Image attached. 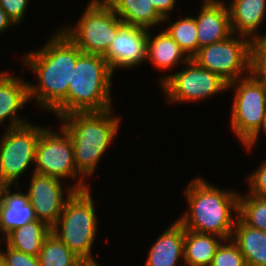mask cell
<instances>
[{"mask_svg": "<svg viewBox=\"0 0 266 266\" xmlns=\"http://www.w3.org/2000/svg\"><path fill=\"white\" fill-rule=\"evenodd\" d=\"M58 30L44 46L22 57L23 65L29 67L39 81L36 85L28 83L29 101L36 100L37 107L50 112L66 98L77 58L83 53Z\"/></svg>", "mask_w": 266, "mask_h": 266, "instance_id": "1", "label": "cell"}, {"mask_svg": "<svg viewBox=\"0 0 266 266\" xmlns=\"http://www.w3.org/2000/svg\"><path fill=\"white\" fill-rule=\"evenodd\" d=\"M184 194L189 209L177 218L184 229L231 239L240 193L235 189H220L200 176L188 183Z\"/></svg>", "mask_w": 266, "mask_h": 266, "instance_id": "2", "label": "cell"}, {"mask_svg": "<svg viewBox=\"0 0 266 266\" xmlns=\"http://www.w3.org/2000/svg\"><path fill=\"white\" fill-rule=\"evenodd\" d=\"M112 111L73 112L58 118L72 140L76 170L84 179L95 173L119 131L121 117Z\"/></svg>", "mask_w": 266, "mask_h": 266, "instance_id": "3", "label": "cell"}, {"mask_svg": "<svg viewBox=\"0 0 266 266\" xmlns=\"http://www.w3.org/2000/svg\"><path fill=\"white\" fill-rule=\"evenodd\" d=\"M113 73L101 55L82 53L76 61L66 98L52 111L58 118L73 112L112 109Z\"/></svg>", "mask_w": 266, "mask_h": 266, "instance_id": "4", "label": "cell"}, {"mask_svg": "<svg viewBox=\"0 0 266 266\" xmlns=\"http://www.w3.org/2000/svg\"><path fill=\"white\" fill-rule=\"evenodd\" d=\"M90 189L75 191L68 198L51 232L86 265H98L91 250L97 239L99 218Z\"/></svg>", "mask_w": 266, "mask_h": 266, "instance_id": "5", "label": "cell"}, {"mask_svg": "<svg viewBox=\"0 0 266 266\" xmlns=\"http://www.w3.org/2000/svg\"><path fill=\"white\" fill-rule=\"evenodd\" d=\"M235 90L231 107L230 125L237 139L250 152L265 129L266 82L251 73L228 84Z\"/></svg>", "mask_w": 266, "mask_h": 266, "instance_id": "6", "label": "cell"}, {"mask_svg": "<svg viewBox=\"0 0 266 266\" xmlns=\"http://www.w3.org/2000/svg\"><path fill=\"white\" fill-rule=\"evenodd\" d=\"M123 25L107 2L91 0L74 27L60 29L83 53L104 56Z\"/></svg>", "mask_w": 266, "mask_h": 266, "instance_id": "7", "label": "cell"}, {"mask_svg": "<svg viewBox=\"0 0 266 266\" xmlns=\"http://www.w3.org/2000/svg\"><path fill=\"white\" fill-rule=\"evenodd\" d=\"M59 130L46 127L39 136L33 172L58 179H75L76 191L90 188V183L77 172L74 163V147L69 134L60 126ZM78 177V178H77Z\"/></svg>", "mask_w": 266, "mask_h": 266, "instance_id": "8", "label": "cell"}, {"mask_svg": "<svg viewBox=\"0 0 266 266\" xmlns=\"http://www.w3.org/2000/svg\"><path fill=\"white\" fill-rule=\"evenodd\" d=\"M184 65L182 70L160 76V87L168 104L198 103L228 91L225 80L199 66L194 60L189 59Z\"/></svg>", "mask_w": 266, "mask_h": 266, "instance_id": "9", "label": "cell"}, {"mask_svg": "<svg viewBox=\"0 0 266 266\" xmlns=\"http://www.w3.org/2000/svg\"><path fill=\"white\" fill-rule=\"evenodd\" d=\"M45 128L30 122L4 129L0 138V186H17L20 176L35 164L36 146Z\"/></svg>", "mask_w": 266, "mask_h": 266, "instance_id": "10", "label": "cell"}, {"mask_svg": "<svg viewBox=\"0 0 266 266\" xmlns=\"http://www.w3.org/2000/svg\"><path fill=\"white\" fill-rule=\"evenodd\" d=\"M231 34L203 48L191 58L199 66L219 75L228 84L250 74L251 40Z\"/></svg>", "mask_w": 266, "mask_h": 266, "instance_id": "11", "label": "cell"}, {"mask_svg": "<svg viewBox=\"0 0 266 266\" xmlns=\"http://www.w3.org/2000/svg\"><path fill=\"white\" fill-rule=\"evenodd\" d=\"M31 176L27 190L29 203L33 207L37 219L52 227L63 212L66 201L76 190L72 184L64 186L66 190L63 189V181L55 177L35 172Z\"/></svg>", "mask_w": 266, "mask_h": 266, "instance_id": "12", "label": "cell"}, {"mask_svg": "<svg viewBox=\"0 0 266 266\" xmlns=\"http://www.w3.org/2000/svg\"><path fill=\"white\" fill-rule=\"evenodd\" d=\"M148 29L124 24L103 56L112 72L132 69L147 60Z\"/></svg>", "mask_w": 266, "mask_h": 266, "instance_id": "13", "label": "cell"}, {"mask_svg": "<svg viewBox=\"0 0 266 266\" xmlns=\"http://www.w3.org/2000/svg\"><path fill=\"white\" fill-rule=\"evenodd\" d=\"M201 6L195 16L198 50L232 34L229 9L224 0H203Z\"/></svg>", "mask_w": 266, "mask_h": 266, "instance_id": "14", "label": "cell"}, {"mask_svg": "<svg viewBox=\"0 0 266 266\" xmlns=\"http://www.w3.org/2000/svg\"><path fill=\"white\" fill-rule=\"evenodd\" d=\"M28 83L29 81H24L21 76H14L7 70L0 71V125L9 119L5 129L29 123L18 113L30 102Z\"/></svg>", "mask_w": 266, "mask_h": 266, "instance_id": "15", "label": "cell"}, {"mask_svg": "<svg viewBox=\"0 0 266 266\" xmlns=\"http://www.w3.org/2000/svg\"><path fill=\"white\" fill-rule=\"evenodd\" d=\"M11 187L0 186V240L10 231L38 220L27 193L20 192L18 185L13 193Z\"/></svg>", "mask_w": 266, "mask_h": 266, "instance_id": "16", "label": "cell"}, {"mask_svg": "<svg viewBox=\"0 0 266 266\" xmlns=\"http://www.w3.org/2000/svg\"><path fill=\"white\" fill-rule=\"evenodd\" d=\"M184 260V227L176 219L150 247L144 266H177Z\"/></svg>", "mask_w": 266, "mask_h": 266, "instance_id": "17", "label": "cell"}, {"mask_svg": "<svg viewBox=\"0 0 266 266\" xmlns=\"http://www.w3.org/2000/svg\"><path fill=\"white\" fill-rule=\"evenodd\" d=\"M232 33L252 40L266 17V0H231L228 4Z\"/></svg>", "mask_w": 266, "mask_h": 266, "instance_id": "18", "label": "cell"}, {"mask_svg": "<svg viewBox=\"0 0 266 266\" xmlns=\"http://www.w3.org/2000/svg\"><path fill=\"white\" fill-rule=\"evenodd\" d=\"M247 266H266V232L248 226L239 216L231 236Z\"/></svg>", "mask_w": 266, "mask_h": 266, "instance_id": "19", "label": "cell"}, {"mask_svg": "<svg viewBox=\"0 0 266 266\" xmlns=\"http://www.w3.org/2000/svg\"><path fill=\"white\" fill-rule=\"evenodd\" d=\"M151 32L148 29L147 59L156 69L170 71L171 68L178 64L183 65L190 59L165 29L154 37Z\"/></svg>", "mask_w": 266, "mask_h": 266, "instance_id": "20", "label": "cell"}, {"mask_svg": "<svg viewBox=\"0 0 266 266\" xmlns=\"http://www.w3.org/2000/svg\"><path fill=\"white\" fill-rule=\"evenodd\" d=\"M108 4L126 25L151 30V28L164 23V19L152 6L150 0H110Z\"/></svg>", "mask_w": 266, "mask_h": 266, "instance_id": "21", "label": "cell"}, {"mask_svg": "<svg viewBox=\"0 0 266 266\" xmlns=\"http://www.w3.org/2000/svg\"><path fill=\"white\" fill-rule=\"evenodd\" d=\"M224 239L214 234L184 229L185 266H210L216 249Z\"/></svg>", "mask_w": 266, "mask_h": 266, "instance_id": "22", "label": "cell"}, {"mask_svg": "<svg viewBox=\"0 0 266 266\" xmlns=\"http://www.w3.org/2000/svg\"><path fill=\"white\" fill-rule=\"evenodd\" d=\"M51 233V227L41 220L28 222L21 228L7 233L1 240L5 245L25 254L38 256L44 239Z\"/></svg>", "mask_w": 266, "mask_h": 266, "instance_id": "23", "label": "cell"}, {"mask_svg": "<svg viewBox=\"0 0 266 266\" xmlns=\"http://www.w3.org/2000/svg\"><path fill=\"white\" fill-rule=\"evenodd\" d=\"M38 257L40 266H86L52 232L44 239Z\"/></svg>", "mask_w": 266, "mask_h": 266, "instance_id": "24", "label": "cell"}, {"mask_svg": "<svg viewBox=\"0 0 266 266\" xmlns=\"http://www.w3.org/2000/svg\"><path fill=\"white\" fill-rule=\"evenodd\" d=\"M175 22H172L169 17L164 18L163 22L167 26V33L175 40L180 48L191 59L198 52L197 26L195 17H181Z\"/></svg>", "mask_w": 266, "mask_h": 266, "instance_id": "25", "label": "cell"}, {"mask_svg": "<svg viewBox=\"0 0 266 266\" xmlns=\"http://www.w3.org/2000/svg\"><path fill=\"white\" fill-rule=\"evenodd\" d=\"M238 216L248 225L266 232V198L247 192L239 195Z\"/></svg>", "mask_w": 266, "mask_h": 266, "instance_id": "26", "label": "cell"}, {"mask_svg": "<svg viewBox=\"0 0 266 266\" xmlns=\"http://www.w3.org/2000/svg\"><path fill=\"white\" fill-rule=\"evenodd\" d=\"M210 266H247L240 249L232 239L223 240L216 249Z\"/></svg>", "mask_w": 266, "mask_h": 266, "instance_id": "27", "label": "cell"}, {"mask_svg": "<svg viewBox=\"0 0 266 266\" xmlns=\"http://www.w3.org/2000/svg\"><path fill=\"white\" fill-rule=\"evenodd\" d=\"M250 73L266 82V34L251 40Z\"/></svg>", "mask_w": 266, "mask_h": 266, "instance_id": "28", "label": "cell"}, {"mask_svg": "<svg viewBox=\"0 0 266 266\" xmlns=\"http://www.w3.org/2000/svg\"><path fill=\"white\" fill-rule=\"evenodd\" d=\"M6 266H40L38 256L25 254L6 245L5 252L0 248Z\"/></svg>", "mask_w": 266, "mask_h": 266, "instance_id": "29", "label": "cell"}, {"mask_svg": "<svg viewBox=\"0 0 266 266\" xmlns=\"http://www.w3.org/2000/svg\"><path fill=\"white\" fill-rule=\"evenodd\" d=\"M252 172L247 181L249 182V193L258 197L266 198V160Z\"/></svg>", "mask_w": 266, "mask_h": 266, "instance_id": "30", "label": "cell"}, {"mask_svg": "<svg viewBox=\"0 0 266 266\" xmlns=\"http://www.w3.org/2000/svg\"><path fill=\"white\" fill-rule=\"evenodd\" d=\"M28 3L29 0H0V7L17 27L25 17Z\"/></svg>", "mask_w": 266, "mask_h": 266, "instance_id": "31", "label": "cell"}, {"mask_svg": "<svg viewBox=\"0 0 266 266\" xmlns=\"http://www.w3.org/2000/svg\"><path fill=\"white\" fill-rule=\"evenodd\" d=\"M178 1V0H177ZM176 0H150L152 6L157 10L159 15L164 19L170 17V13L174 11L176 5Z\"/></svg>", "mask_w": 266, "mask_h": 266, "instance_id": "32", "label": "cell"}, {"mask_svg": "<svg viewBox=\"0 0 266 266\" xmlns=\"http://www.w3.org/2000/svg\"><path fill=\"white\" fill-rule=\"evenodd\" d=\"M16 26L14 22L8 17L5 11L0 7V33H4L5 30Z\"/></svg>", "mask_w": 266, "mask_h": 266, "instance_id": "33", "label": "cell"}, {"mask_svg": "<svg viewBox=\"0 0 266 266\" xmlns=\"http://www.w3.org/2000/svg\"><path fill=\"white\" fill-rule=\"evenodd\" d=\"M0 266H6L4 258L2 257L1 254H0Z\"/></svg>", "mask_w": 266, "mask_h": 266, "instance_id": "34", "label": "cell"}, {"mask_svg": "<svg viewBox=\"0 0 266 266\" xmlns=\"http://www.w3.org/2000/svg\"><path fill=\"white\" fill-rule=\"evenodd\" d=\"M263 133H265V136H266V122H265V129H264Z\"/></svg>", "mask_w": 266, "mask_h": 266, "instance_id": "35", "label": "cell"}, {"mask_svg": "<svg viewBox=\"0 0 266 266\" xmlns=\"http://www.w3.org/2000/svg\"><path fill=\"white\" fill-rule=\"evenodd\" d=\"M99 1H103V2H107L108 3L110 0H99Z\"/></svg>", "mask_w": 266, "mask_h": 266, "instance_id": "36", "label": "cell"}, {"mask_svg": "<svg viewBox=\"0 0 266 266\" xmlns=\"http://www.w3.org/2000/svg\"><path fill=\"white\" fill-rule=\"evenodd\" d=\"M86 266H101V265L98 264V265H86Z\"/></svg>", "mask_w": 266, "mask_h": 266, "instance_id": "37", "label": "cell"}]
</instances>
